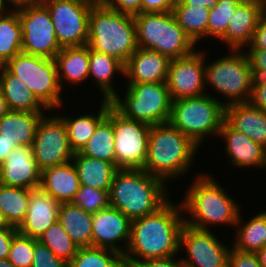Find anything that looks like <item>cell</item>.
Returning <instances> with one entry per match:
<instances>
[{
    "instance_id": "obj_1",
    "label": "cell",
    "mask_w": 266,
    "mask_h": 267,
    "mask_svg": "<svg viewBox=\"0 0 266 267\" xmlns=\"http://www.w3.org/2000/svg\"><path fill=\"white\" fill-rule=\"evenodd\" d=\"M172 200V201H171ZM181 202L169 199L156 212L131 221L125 266L148 259L178 256L180 232L185 224Z\"/></svg>"
},
{
    "instance_id": "obj_2",
    "label": "cell",
    "mask_w": 266,
    "mask_h": 267,
    "mask_svg": "<svg viewBox=\"0 0 266 267\" xmlns=\"http://www.w3.org/2000/svg\"><path fill=\"white\" fill-rule=\"evenodd\" d=\"M199 173L193 176L190 186L186 187L184 200H181L185 224L208 231L211 230L210 227L220 225L235 229L241 211L240 204L213 175Z\"/></svg>"
},
{
    "instance_id": "obj_3",
    "label": "cell",
    "mask_w": 266,
    "mask_h": 267,
    "mask_svg": "<svg viewBox=\"0 0 266 267\" xmlns=\"http://www.w3.org/2000/svg\"><path fill=\"white\" fill-rule=\"evenodd\" d=\"M196 152L200 147L169 122L153 125L143 170L169 184L191 172Z\"/></svg>"
},
{
    "instance_id": "obj_4",
    "label": "cell",
    "mask_w": 266,
    "mask_h": 267,
    "mask_svg": "<svg viewBox=\"0 0 266 267\" xmlns=\"http://www.w3.org/2000/svg\"><path fill=\"white\" fill-rule=\"evenodd\" d=\"M168 184L143 169H118L109 190L110 206L131 221L152 214L169 199Z\"/></svg>"
},
{
    "instance_id": "obj_5",
    "label": "cell",
    "mask_w": 266,
    "mask_h": 267,
    "mask_svg": "<svg viewBox=\"0 0 266 267\" xmlns=\"http://www.w3.org/2000/svg\"><path fill=\"white\" fill-rule=\"evenodd\" d=\"M88 27L89 48L115 57L123 64L138 48L136 24L131 14L94 4Z\"/></svg>"
},
{
    "instance_id": "obj_6",
    "label": "cell",
    "mask_w": 266,
    "mask_h": 267,
    "mask_svg": "<svg viewBox=\"0 0 266 267\" xmlns=\"http://www.w3.org/2000/svg\"><path fill=\"white\" fill-rule=\"evenodd\" d=\"M205 50V87L212 88L221 97L224 107L235 103H248L251 97L253 74L249 58L244 49H229V52L212 62H206ZM226 98V99H225Z\"/></svg>"
},
{
    "instance_id": "obj_7",
    "label": "cell",
    "mask_w": 266,
    "mask_h": 267,
    "mask_svg": "<svg viewBox=\"0 0 266 267\" xmlns=\"http://www.w3.org/2000/svg\"><path fill=\"white\" fill-rule=\"evenodd\" d=\"M225 120V107L216 95L183 98L172 101L169 123L202 147L208 136L218 137Z\"/></svg>"
},
{
    "instance_id": "obj_8",
    "label": "cell",
    "mask_w": 266,
    "mask_h": 267,
    "mask_svg": "<svg viewBox=\"0 0 266 267\" xmlns=\"http://www.w3.org/2000/svg\"><path fill=\"white\" fill-rule=\"evenodd\" d=\"M133 17L136 24L138 47L158 51L170 60L190 55L198 49L177 23L172 11L140 12Z\"/></svg>"
},
{
    "instance_id": "obj_9",
    "label": "cell",
    "mask_w": 266,
    "mask_h": 267,
    "mask_svg": "<svg viewBox=\"0 0 266 267\" xmlns=\"http://www.w3.org/2000/svg\"><path fill=\"white\" fill-rule=\"evenodd\" d=\"M124 88L111 103L125 118L149 126L169 121L172 99L167 82L126 84Z\"/></svg>"
},
{
    "instance_id": "obj_10",
    "label": "cell",
    "mask_w": 266,
    "mask_h": 267,
    "mask_svg": "<svg viewBox=\"0 0 266 267\" xmlns=\"http://www.w3.org/2000/svg\"><path fill=\"white\" fill-rule=\"evenodd\" d=\"M4 66L26 84L50 112L63 108V90L59 85L54 59L20 52Z\"/></svg>"
},
{
    "instance_id": "obj_11",
    "label": "cell",
    "mask_w": 266,
    "mask_h": 267,
    "mask_svg": "<svg viewBox=\"0 0 266 267\" xmlns=\"http://www.w3.org/2000/svg\"><path fill=\"white\" fill-rule=\"evenodd\" d=\"M49 10L55 35L62 48L88 44L90 10L87 0H41Z\"/></svg>"
},
{
    "instance_id": "obj_12",
    "label": "cell",
    "mask_w": 266,
    "mask_h": 267,
    "mask_svg": "<svg viewBox=\"0 0 266 267\" xmlns=\"http://www.w3.org/2000/svg\"><path fill=\"white\" fill-rule=\"evenodd\" d=\"M22 25V52L54 59L62 47L57 41L49 10L38 1L18 9Z\"/></svg>"
},
{
    "instance_id": "obj_13",
    "label": "cell",
    "mask_w": 266,
    "mask_h": 267,
    "mask_svg": "<svg viewBox=\"0 0 266 267\" xmlns=\"http://www.w3.org/2000/svg\"><path fill=\"white\" fill-rule=\"evenodd\" d=\"M52 114L41 118L32 143L33 156L41 172L71 161L74 155L65 122L57 115L58 111Z\"/></svg>"
},
{
    "instance_id": "obj_14",
    "label": "cell",
    "mask_w": 266,
    "mask_h": 267,
    "mask_svg": "<svg viewBox=\"0 0 266 267\" xmlns=\"http://www.w3.org/2000/svg\"><path fill=\"white\" fill-rule=\"evenodd\" d=\"M150 127L125 118L113 107L115 165L118 169L144 168Z\"/></svg>"
},
{
    "instance_id": "obj_15",
    "label": "cell",
    "mask_w": 266,
    "mask_h": 267,
    "mask_svg": "<svg viewBox=\"0 0 266 267\" xmlns=\"http://www.w3.org/2000/svg\"><path fill=\"white\" fill-rule=\"evenodd\" d=\"M179 249L186 253L181 260L191 267H228L231 248L212 230H199L184 224Z\"/></svg>"
},
{
    "instance_id": "obj_16",
    "label": "cell",
    "mask_w": 266,
    "mask_h": 267,
    "mask_svg": "<svg viewBox=\"0 0 266 267\" xmlns=\"http://www.w3.org/2000/svg\"><path fill=\"white\" fill-rule=\"evenodd\" d=\"M167 86L172 101L206 94L205 50L171 59L168 65Z\"/></svg>"
},
{
    "instance_id": "obj_17",
    "label": "cell",
    "mask_w": 266,
    "mask_h": 267,
    "mask_svg": "<svg viewBox=\"0 0 266 267\" xmlns=\"http://www.w3.org/2000/svg\"><path fill=\"white\" fill-rule=\"evenodd\" d=\"M130 231L131 220L121 211L111 206L102 209L93 214L92 246L111 249L124 256Z\"/></svg>"
},
{
    "instance_id": "obj_18",
    "label": "cell",
    "mask_w": 266,
    "mask_h": 267,
    "mask_svg": "<svg viewBox=\"0 0 266 267\" xmlns=\"http://www.w3.org/2000/svg\"><path fill=\"white\" fill-rule=\"evenodd\" d=\"M218 137L224 141V153L230 165L239 169L243 168L241 170L252 167L264 170L266 148L263 145L254 142L242 132L236 131L225 120L222 122Z\"/></svg>"
},
{
    "instance_id": "obj_19",
    "label": "cell",
    "mask_w": 266,
    "mask_h": 267,
    "mask_svg": "<svg viewBox=\"0 0 266 267\" xmlns=\"http://www.w3.org/2000/svg\"><path fill=\"white\" fill-rule=\"evenodd\" d=\"M41 171L32 146H17L0 165V184L26 189L40 187Z\"/></svg>"
},
{
    "instance_id": "obj_20",
    "label": "cell",
    "mask_w": 266,
    "mask_h": 267,
    "mask_svg": "<svg viewBox=\"0 0 266 267\" xmlns=\"http://www.w3.org/2000/svg\"><path fill=\"white\" fill-rule=\"evenodd\" d=\"M170 59L158 51L138 47L124 64L127 84L167 82Z\"/></svg>"
},
{
    "instance_id": "obj_21",
    "label": "cell",
    "mask_w": 266,
    "mask_h": 267,
    "mask_svg": "<svg viewBox=\"0 0 266 267\" xmlns=\"http://www.w3.org/2000/svg\"><path fill=\"white\" fill-rule=\"evenodd\" d=\"M264 15L263 3L242 1L229 20L226 33L219 40L227 49H244L253 38L256 26Z\"/></svg>"
},
{
    "instance_id": "obj_22",
    "label": "cell",
    "mask_w": 266,
    "mask_h": 267,
    "mask_svg": "<svg viewBox=\"0 0 266 267\" xmlns=\"http://www.w3.org/2000/svg\"><path fill=\"white\" fill-rule=\"evenodd\" d=\"M60 203L45 193L40 187L30 189L28 211L18 232L38 239L50 226L58 221Z\"/></svg>"
},
{
    "instance_id": "obj_23",
    "label": "cell",
    "mask_w": 266,
    "mask_h": 267,
    "mask_svg": "<svg viewBox=\"0 0 266 267\" xmlns=\"http://www.w3.org/2000/svg\"><path fill=\"white\" fill-rule=\"evenodd\" d=\"M225 121L236 131L266 148V112L248 103L225 107Z\"/></svg>"
},
{
    "instance_id": "obj_24",
    "label": "cell",
    "mask_w": 266,
    "mask_h": 267,
    "mask_svg": "<svg viewBox=\"0 0 266 267\" xmlns=\"http://www.w3.org/2000/svg\"><path fill=\"white\" fill-rule=\"evenodd\" d=\"M79 187L78 173L72 160L41 172L40 188L59 203L71 202Z\"/></svg>"
},
{
    "instance_id": "obj_25",
    "label": "cell",
    "mask_w": 266,
    "mask_h": 267,
    "mask_svg": "<svg viewBox=\"0 0 266 267\" xmlns=\"http://www.w3.org/2000/svg\"><path fill=\"white\" fill-rule=\"evenodd\" d=\"M59 85L62 90L65 83L80 85L89 80V46L64 47L55 56Z\"/></svg>"
},
{
    "instance_id": "obj_26",
    "label": "cell",
    "mask_w": 266,
    "mask_h": 267,
    "mask_svg": "<svg viewBox=\"0 0 266 267\" xmlns=\"http://www.w3.org/2000/svg\"><path fill=\"white\" fill-rule=\"evenodd\" d=\"M89 79L100 91L102 100L111 101L120 92L114 86L115 75L124 76V64L117 58L89 48ZM114 78V79H113Z\"/></svg>"
},
{
    "instance_id": "obj_27",
    "label": "cell",
    "mask_w": 266,
    "mask_h": 267,
    "mask_svg": "<svg viewBox=\"0 0 266 267\" xmlns=\"http://www.w3.org/2000/svg\"><path fill=\"white\" fill-rule=\"evenodd\" d=\"M0 87L10 110L33 113H51L36 98L34 93L28 89L26 84L20 81L19 78L12 74L4 65L0 66Z\"/></svg>"
},
{
    "instance_id": "obj_28",
    "label": "cell",
    "mask_w": 266,
    "mask_h": 267,
    "mask_svg": "<svg viewBox=\"0 0 266 267\" xmlns=\"http://www.w3.org/2000/svg\"><path fill=\"white\" fill-rule=\"evenodd\" d=\"M45 114L11 110L0 119V134L17 146H32L38 123Z\"/></svg>"
},
{
    "instance_id": "obj_29",
    "label": "cell",
    "mask_w": 266,
    "mask_h": 267,
    "mask_svg": "<svg viewBox=\"0 0 266 267\" xmlns=\"http://www.w3.org/2000/svg\"><path fill=\"white\" fill-rule=\"evenodd\" d=\"M72 161L77 170L80 185L110 190L114 175L118 170L114 163L84 156L80 152L74 153Z\"/></svg>"
},
{
    "instance_id": "obj_30",
    "label": "cell",
    "mask_w": 266,
    "mask_h": 267,
    "mask_svg": "<svg viewBox=\"0 0 266 267\" xmlns=\"http://www.w3.org/2000/svg\"><path fill=\"white\" fill-rule=\"evenodd\" d=\"M92 220V213L72 202L59 205L58 221L79 248L92 246Z\"/></svg>"
},
{
    "instance_id": "obj_31",
    "label": "cell",
    "mask_w": 266,
    "mask_h": 267,
    "mask_svg": "<svg viewBox=\"0 0 266 267\" xmlns=\"http://www.w3.org/2000/svg\"><path fill=\"white\" fill-rule=\"evenodd\" d=\"M101 100L99 103V109L96 113H83L80 115L59 116L63 119L67 126L69 144L72 150L80 152L87 144L88 140L93 136L98 124L107 116V100Z\"/></svg>"
},
{
    "instance_id": "obj_32",
    "label": "cell",
    "mask_w": 266,
    "mask_h": 267,
    "mask_svg": "<svg viewBox=\"0 0 266 267\" xmlns=\"http://www.w3.org/2000/svg\"><path fill=\"white\" fill-rule=\"evenodd\" d=\"M242 212L235 224L232 247L242 252H256L266 245V210L259 211L246 222Z\"/></svg>"
},
{
    "instance_id": "obj_33",
    "label": "cell",
    "mask_w": 266,
    "mask_h": 267,
    "mask_svg": "<svg viewBox=\"0 0 266 267\" xmlns=\"http://www.w3.org/2000/svg\"><path fill=\"white\" fill-rule=\"evenodd\" d=\"M80 153L84 156L115 164L113 106L111 101L107 100V116L98 124L93 136Z\"/></svg>"
},
{
    "instance_id": "obj_34",
    "label": "cell",
    "mask_w": 266,
    "mask_h": 267,
    "mask_svg": "<svg viewBox=\"0 0 266 267\" xmlns=\"http://www.w3.org/2000/svg\"><path fill=\"white\" fill-rule=\"evenodd\" d=\"M22 52V25L18 9L0 15V66Z\"/></svg>"
},
{
    "instance_id": "obj_35",
    "label": "cell",
    "mask_w": 266,
    "mask_h": 267,
    "mask_svg": "<svg viewBox=\"0 0 266 267\" xmlns=\"http://www.w3.org/2000/svg\"><path fill=\"white\" fill-rule=\"evenodd\" d=\"M30 200V189L0 184V208L8 223L15 227L24 222Z\"/></svg>"
},
{
    "instance_id": "obj_36",
    "label": "cell",
    "mask_w": 266,
    "mask_h": 267,
    "mask_svg": "<svg viewBox=\"0 0 266 267\" xmlns=\"http://www.w3.org/2000/svg\"><path fill=\"white\" fill-rule=\"evenodd\" d=\"M172 13L177 23L192 41L198 45L207 38V23L210 9L201 6L174 5Z\"/></svg>"
},
{
    "instance_id": "obj_37",
    "label": "cell",
    "mask_w": 266,
    "mask_h": 267,
    "mask_svg": "<svg viewBox=\"0 0 266 267\" xmlns=\"http://www.w3.org/2000/svg\"><path fill=\"white\" fill-rule=\"evenodd\" d=\"M68 267H126L124 256L100 247H81L68 263Z\"/></svg>"
},
{
    "instance_id": "obj_38",
    "label": "cell",
    "mask_w": 266,
    "mask_h": 267,
    "mask_svg": "<svg viewBox=\"0 0 266 267\" xmlns=\"http://www.w3.org/2000/svg\"><path fill=\"white\" fill-rule=\"evenodd\" d=\"M38 240L66 263L71 261L79 248L59 221L50 226Z\"/></svg>"
},
{
    "instance_id": "obj_39",
    "label": "cell",
    "mask_w": 266,
    "mask_h": 267,
    "mask_svg": "<svg viewBox=\"0 0 266 267\" xmlns=\"http://www.w3.org/2000/svg\"><path fill=\"white\" fill-rule=\"evenodd\" d=\"M241 0H219L218 3L210 9L207 23V37L219 41L224 34Z\"/></svg>"
},
{
    "instance_id": "obj_40",
    "label": "cell",
    "mask_w": 266,
    "mask_h": 267,
    "mask_svg": "<svg viewBox=\"0 0 266 267\" xmlns=\"http://www.w3.org/2000/svg\"><path fill=\"white\" fill-rule=\"evenodd\" d=\"M71 202L86 212L94 214L110 207L109 191L80 185L79 191Z\"/></svg>"
},
{
    "instance_id": "obj_41",
    "label": "cell",
    "mask_w": 266,
    "mask_h": 267,
    "mask_svg": "<svg viewBox=\"0 0 266 267\" xmlns=\"http://www.w3.org/2000/svg\"><path fill=\"white\" fill-rule=\"evenodd\" d=\"M34 238L19 232L13 237L8 260L15 267H31L33 262Z\"/></svg>"
},
{
    "instance_id": "obj_42",
    "label": "cell",
    "mask_w": 266,
    "mask_h": 267,
    "mask_svg": "<svg viewBox=\"0 0 266 267\" xmlns=\"http://www.w3.org/2000/svg\"><path fill=\"white\" fill-rule=\"evenodd\" d=\"M31 267H68V263L58 258L46 245L34 238L33 262Z\"/></svg>"
},
{
    "instance_id": "obj_43",
    "label": "cell",
    "mask_w": 266,
    "mask_h": 267,
    "mask_svg": "<svg viewBox=\"0 0 266 267\" xmlns=\"http://www.w3.org/2000/svg\"><path fill=\"white\" fill-rule=\"evenodd\" d=\"M228 267H262L255 252H242L231 246Z\"/></svg>"
},
{
    "instance_id": "obj_44",
    "label": "cell",
    "mask_w": 266,
    "mask_h": 267,
    "mask_svg": "<svg viewBox=\"0 0 266 267\" xmlns=\"http://www.w3.org/2000/svg\"><path fill=\"white\" fill-rule=\"evenodd\" d=\"M254 78L266 79V50L245 49Z\"/></svg>"
},
{
    "instance_id": "obj_45",
    "label": "cell",
    "mask_w": 266,
    "mask_h": 267,
    "mask_svg": "<svg viewBox=\"0 0 266 267\" xmlns=\"http://www.w3.org/2000/svg\"><path fill=\"white\" fill-rule=\"evenodd\" d=\"M249 103L266 112V79L254 78Z\"/></svg>"
},
{
    "instance_id": "obj_46",
    "label": "cell",
    "mask_w": 266,
    "mask_h": 267,
    "mask_svg": "<svg viewBox=\"0 0 266 267\" xmlns=\"http://www.w3.org/2000/svg\"><path fill=\"white\" fill-rule=\"evenodd\" d=\"M101 4L118 12L131 15L141 12V0H103Z\"/></svg>"
},
{
    "instance_id": "obj_47",
    "label": "cell",
    "mask_w": 266,
    "mask_h": 267,
    "mask_svg": "<svg viewBox=\"0 0 266 267\" xmlns=\"http://www.w3.org/2000/svg\"><path fill=\"white\" fill-rule=\"evenodd\" d=\"M177 0H141V12L163 13L171 12Z\"/></svg>"
},
{
    "instance_id": "obj_48",
    "label": "cell",
    "mask_w": 266,
    "mask_h": 267,
    "mask_svg": "<svg viewBox=\"0 0 266 267\" xmlns=\"http://www.w3.org/2000/svg\"><path fill=\"white\" fill-rule=\"evenodd\" d=\"M18 233L15 227H0V259H8L13 237Z\"/></svg>"
},
{
    "instance_id": "obj_49",
    "label": "cell",
    "mask_w": 266,
    "mask_h": 267,
    "mask_svg": "<svg viewBox=\"0 0 266 267\" xmlns=\"http://www.w3.org/2000/svg\"><path fill=\"white\" fill-rule=\"evenodd\" d=\"M248 47V48H247ZM246 49L266 50V16L263 15L256 26L251 43Z\"/></svg>"
},
{
    "instance_id": "obj_50",
    "label": "cell",
    "mask_w": 266,
    "mask_h": 267,
    "mask_svg": "<svg viewBox=\"0 0 266 267\" xmlns=\"http://www.w3.org/2000/svg\"><path fill=\"white\" fill-rule=\"evenodd\" d=\"M179 256H172L162 259H148L132 263L129 267H178Z\"/></svg>"
},
{
    "instance_id": "obj_51",
    "label": "cell",
    "mask_w": 266,
    "mask_h": 267,
    "mask_svg": "<svg viewBox=\"0 0 266 267\" xmlns=\"http://www.w3.org/2000/svg\"><path fill=\"white\" fill-rule=\"evenodd\" d=\"M16 147L17 145L15 143H12L0 134V165Z\"/></svg>"
},
{
    "instance_id": "obj_52",
    "label": "cell",
    "mask_w": 266,
    "mask_h": 267,
    "mask_svg": "<svg viewBox=\"0 0 266 267\" xmlns=\"http://www.w3.org/2000/svg\"><path fill=\"white\" fill-rule=\"evenodd\" d=\"M219 0H177L175 5L201 6L205 8H213Z\"/></svg>"
},
{
    "instance_id": "obj_53",
    "label": "cell",
    "mask_w": 266,
    "mask_h": 267,
    "mask_svg": "<svg viewBox=\"0 0 266 267\" xmlns=\"http://www.w3.org/2000/svg\"><path fill=\"white\" fill-rule=\"evenodd\" d=\"M3 2L8 9L16 10L37 3L38 0H3Z\"/></svg>"
},
{
    "instance_id": "obj_54",
    "label": "cell",
    "mask_w": 266,
    "mask_h": 267,
    "mask_svg": "<svg viewBox=\"0 0 266 267\" xmlns=\"http://www.w3.org/2000/svg\"><path fill=\"white\" fill-rule=\"evenodd\" d=\"M10 111L11 110L9 108V105L6 99L4 98L1 87H0V119L6 114H8Z\"/></svg>"
},
{
    "instance_id": "obj_55",
    "label": "cell",
    "mask_w": 266,
    "mask_h": 267,
    "mask_svg": "<svg viewBox=\"0 0 266 267\" xmlns=\"http://www.w3.org/2000/svg\"><path fill=\"white\" fill-rule=\"evenodd\" d=\"M256 255L258 257L259 263L262 267H266V245L260 250H257Z\"/></svg>"
},
{
    "instance_id": "obj_56",
    "label": "cell",
    "mask_w": 266,
    "mask_h": 267,
    "mask_svg": "<svg viewBox=\"0 0 266 267\" xmlns=\"http://www.w3.org/2000/svg\"><path fill=\"white\" fill-rule=\"evenodd\" d=\"M0 227H13L8 223L1 208H0Z\"/></svg>"
},
{
    "instance_id": "obj_57",
    "label": "cell",
    "mask_w": 266,
    "mask_h": 267,
    "mask_svg": "<svg viewBox=\"0 0 266 267\" xmlns=\"http://www.w3.org/2000/svg\"><path fill=\"white\" fill-rule=\"evenodd\" d=\"M0 267H15L8 259H0Z\"/></svg>"
},
{
    "instance_id": "obj_58",
    "label": "cell",
    "mask_w": 266,
    "mask_h": 267,
    "mask_svg": "<svg viewBox=\"0 0 266 267\" xmlns=\"http://www.w3.org/2000/svg\"><path fill=\"white\" fill-rule=\"evenodd\" d=\"M8 10L9 9L4 4L3 0H0V15L6 13Z\"/></svg>"
},
{
    "instance_id": "obj_59",
    "label": "cell",
    "mask_w": 266,
    "mask_h": 267,
    "mask_svg": "<svg viewBox=\"0 0 266 267\" xmlns=\"http://www.w3.org/2000/svg\"><path fill=\"white\" fill-rule=\"evenodd\" d=\"M178 267H191V266L189 264L183 262L181 260V257H179V259H178Z\"/></svg>"
},
{
    "instance_id": "obj_60",
    "label": "cell",
    "mask_w": 266,
    "mask_h": 267,
    "mask_svg": "<svg viewBox=\"0 0 266 267\" xmlns=\"http://www.w3.org/2000/svg\"><path fill=\"white\" fill-rule=\"evenodd\" d=\"M87 1H89V2H91V3H94V4H101V2H102L103 0H87Z\"/></svg>"
},
{
    "instance_id": "obj_61",
    "label": "cell",
    "mask_w": 266,
    "mask_h": 267,
    "mask_svg": "<svg viewBox=\"0 0 266 267\" xmlns=\"http://www.w3.org/2000/svg\"><path fill=\"white\" fill-rule=\"evenodd\" d=\"M263 13L266 16V7H263Z\"/></svg>"
},
{
    "instance_id": "obj_62",
    "label": "cell",
    "mask_w": 266,
    "mask_h": 267,
    "mask_svg": "<svg viewBox=\"0 0 266 267\" xmlns=\"http://www.w3.org/2000/svg\"><path fill=\"white\" fill-rule=\"evenodd\" d=\"M263 7H266V0L263 2Z\"/></svg>"
},
{
    "instance_id": "obj_63",
    "label": "cell",
    "mask_w": 266,
    "mask_h": 267,
    "mask_svg": "<svg viewBox=\"0 0 266 267\" xmlns=\"http://www.w3.org/2000/svg\"><path fill=\"white\" fill-rule=\"evenodd\" d=\"M241 1H257V0H241Z\"/></svg>"
},
{
    "instance_id": "obj_64",
    "label": "cell",
    "mask_w": 266,
    "mask_h": 267,
    "mask_svg": "<svg viewBox=\"0 0 266 267\" xmlns=\"http://www.w3.org/2000/svg\"><path fill=\"white\" fill-rule=\"evenodd\" d=\"M257 1L263 3L265 0H257Z\"/></svg>"
}]
</instances>
